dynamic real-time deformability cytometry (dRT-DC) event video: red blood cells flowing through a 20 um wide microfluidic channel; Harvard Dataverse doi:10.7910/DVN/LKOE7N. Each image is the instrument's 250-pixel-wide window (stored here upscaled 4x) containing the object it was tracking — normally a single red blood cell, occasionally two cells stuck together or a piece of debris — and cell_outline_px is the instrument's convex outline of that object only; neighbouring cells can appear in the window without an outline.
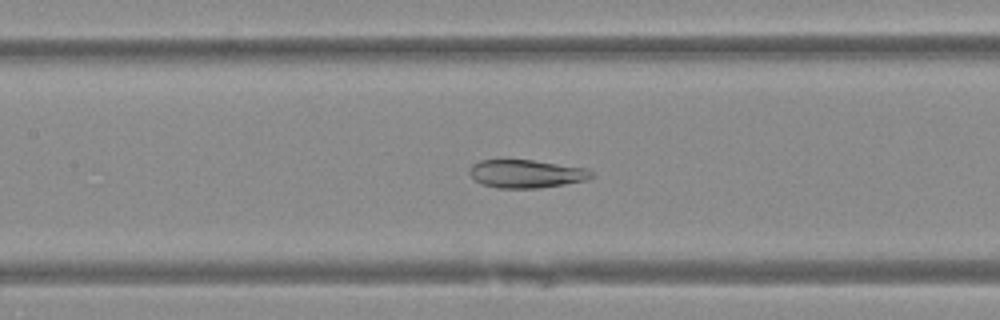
{"species": "Egyptian fruit bat (a non-hibernating species)", "species_latin": "Rousettus aegyptiacus", "temperature_condition": "warm", "stored_images_in_passage": 50, "camera_frame_rate_fps": 3000, "um_per_image_px": 0.085, "animal": {"sex": "female"}, "frame": {"image": 1, "passage_image": 23, "time_ms": 7.333, "image_size_px": [1000, 320], "cell_outline_px": [[596, 176], [588, 180], [540, 188], [496, 188], [484, 184], [476, 180], [468, 172], [468, 168], [472, 164], [480, 160], [532, 160], [588, 168]], "centroid_in_image_um": [44.77, 14.77], "position_along_channel_um": 162.6, "area_um2": 20.11}}
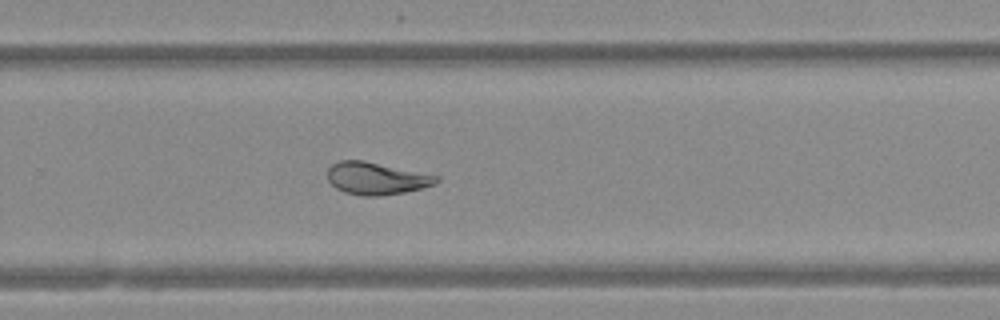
{"frame": {"image": 2, "passage_image": 33, "time_ms": 10.667, "image_size_px": [1000, 320], "cell_outline_px": [[440, 180], [436, 184], [404, 192], [380, 196], [360, 196], [344, 192], [336, 188], [328, 180], [328, 168], [332, 164], [340, 160], [364, 160], [440, 176]], "centroid_in_image_um": [31.99, 15.16], "position_along_channel_um": 297.8, "area_um2": 20.58}}
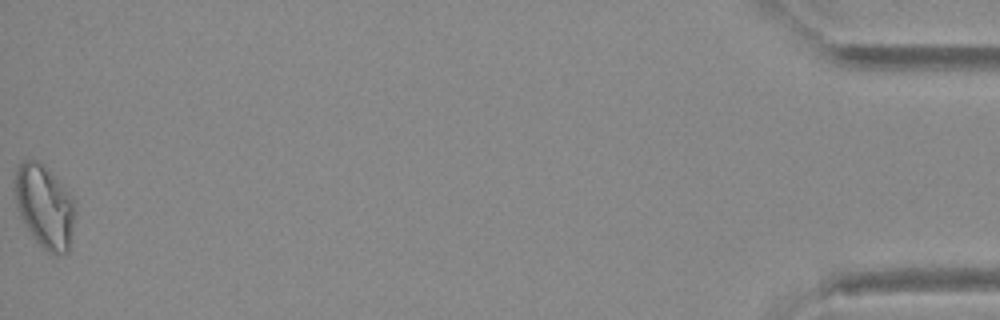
{"frame": {"image": 3, "passage_image": 50, "time_ms": 16.333, "image_size_px": [1000, 320], "cell_outline_px": [[76, 212], [68, 252], [56, 256], [52, 256], [32, 236], [20, 216], [16, 204], [16, 168], [24, 160], [36, 160], [44, 164], [60, 180], [72, 196], [76, 208]], "centroid_in_image_um": [3.83, 17.55], "position_along_channel_um": 431.4, "area_um2": 29.3}}